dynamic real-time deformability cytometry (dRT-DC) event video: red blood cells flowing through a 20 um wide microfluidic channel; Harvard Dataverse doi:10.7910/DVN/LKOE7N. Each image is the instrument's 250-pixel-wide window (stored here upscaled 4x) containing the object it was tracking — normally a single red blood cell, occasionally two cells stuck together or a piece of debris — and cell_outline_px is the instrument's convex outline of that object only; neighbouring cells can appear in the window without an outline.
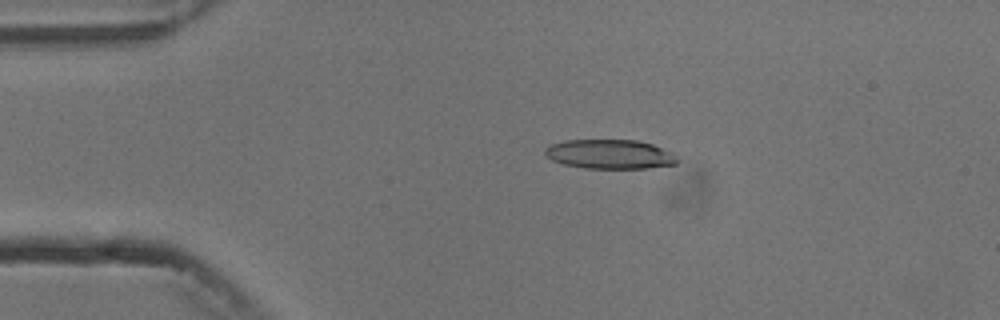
{"species": "common noctule bat (a hibernating species)", "species_latin": "Nyctalus noctula", "temperature_condition": "cold", "stored_images_in_passage": 4, "camera_frame_rate_fps": 3000, "um_per_image_px": 0.085, "animal": {"sex": "male", "body_mass_g": 13.3}, "frame": {"image": 1, "passage_image": 1, "time_ms": 0.0, "image_size_px": [1000, 320], "cell_outline_px": [[680, 160], [676, 164], [648, 168], [584, 168], [564, 164], [552, 160], [544, 152], [544, 148], [552, 144], [564, 140], [636, 140], [652, 144], [672, 152]], "centroid_in_image_um": [51.86, 13.1], "position_along_channel_um": 33.1, "area_um2": 22.6}}
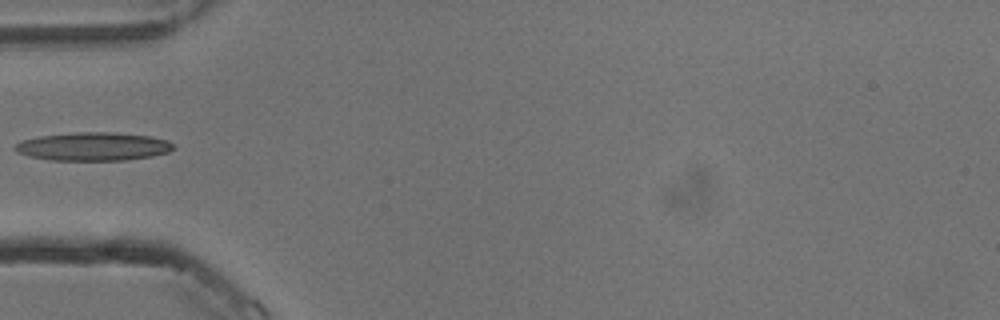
{"frame": {"image": 2, "passage_image": 3, "time_ms": 2.333, "image_size_px": [1000, 320], "cell_outline_px": [[172, 148], [168, 152], [152, 156], [124, 160], [52, 160], [28, 156], [16, 152], [12, 148], [20, 140], [40, 136], [76, 132], [116, 132], [148, 136], [168, 140], [172, 144]], "centroid_in_image_um": [7.87, 12.45], "position_along_channel_um": 77.1, "area_um2": 26.13}}